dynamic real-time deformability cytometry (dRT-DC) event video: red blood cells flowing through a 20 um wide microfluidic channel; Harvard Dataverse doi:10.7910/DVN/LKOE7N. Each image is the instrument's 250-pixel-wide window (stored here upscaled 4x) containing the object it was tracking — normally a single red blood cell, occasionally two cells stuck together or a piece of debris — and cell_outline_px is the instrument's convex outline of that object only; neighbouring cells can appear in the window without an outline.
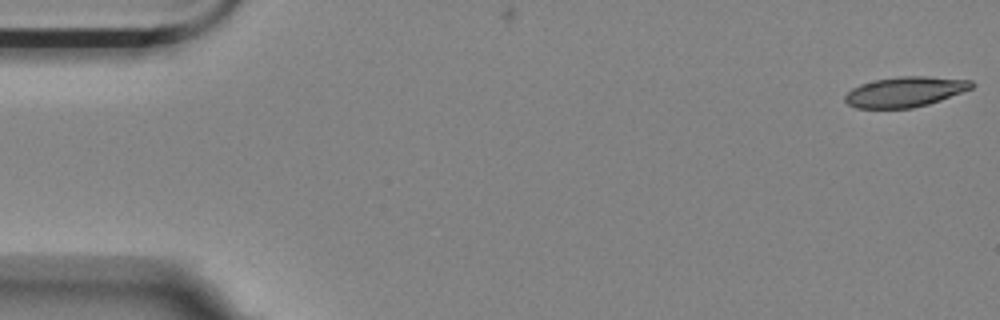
{"species": "Egyptian fruit bat (a non-hibernating species)", "species_latin": "Rousettus aegyptiacus", "temperature_condition": "room temperature", "stored_images_in_passage": 56, "camera_frame_rate_fps": 3000, "um_per_image_px": 0.085, "animal": {"sex": "female"}, "frame": {"image": 1, "passage_image": 1, "time_ms": 0.0, "image_size_px": [1000, 320], "cell_outline_px": [[976, 84], [972, 88], [940, 100], [928, 104], [912, 108], [856, 108], [848, 104], [844, 100], [844, 96], [852, 88], [860, 84], [876, 80], [900, 76], [928, 76], [972, 80]], "centroid_in_image_um": [76.94, 7.8], "position_along_channel_um": 8.1, "area_um2": 22.25}}
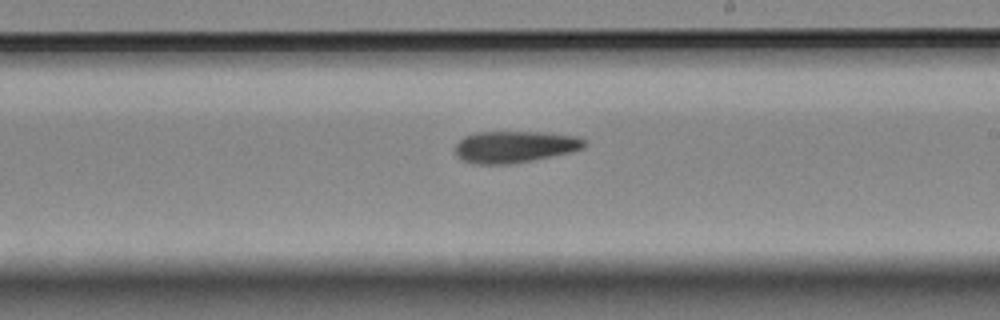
{"frame": {"image": 2, "passage_image": 32, "time_ms": 10.333, "image_size_px": [1000, 320], "cell_outline_px": [[588, 144], [584, 148], [552, 156], [532, 160], [508, 164], [472, 164], [460, 160], [456, 156], [456, 144], [464, 136], [476, 132], [540, 132], [576, 136], [588, 140]], "centroid_in_image_um": [43.74, 12.48], "position_along_channel_um": 245.3, "area_um2": 23.99}}
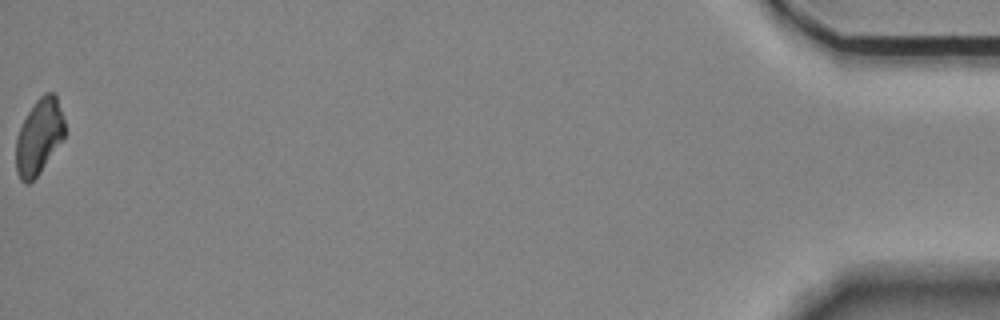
{"frame": {"image": 3, "passage_image": 56, "time_ms": 18.333, "image_size_px": [1000, 320], "cell_outline_px": [[64, 140], [40, 172], [28, 184], [24, 184], [20, 180], [16, 172], [16, 136], [28, 112], [36, 100], [44, 92], [56, 92], [64, 120]], "centroid_in_image_um": [3.33, 11.61], "position_along_channel_um": 431.9, "area_um2": 21.62}}